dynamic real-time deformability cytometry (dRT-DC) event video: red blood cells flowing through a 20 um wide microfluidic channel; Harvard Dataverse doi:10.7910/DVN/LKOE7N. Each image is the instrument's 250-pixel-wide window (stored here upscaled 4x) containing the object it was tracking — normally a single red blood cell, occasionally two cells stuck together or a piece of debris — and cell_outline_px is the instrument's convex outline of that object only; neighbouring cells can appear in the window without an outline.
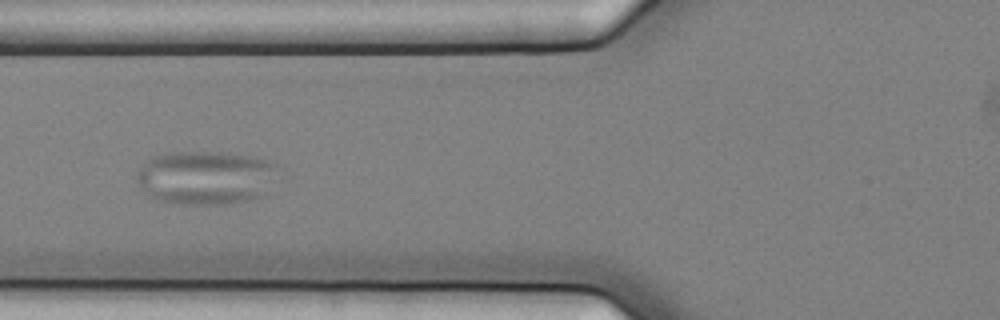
{"species": "common noctule bat (a hibernating species)", "species_latin": "Nyctalus noctula", "temperature_condition": "cold", "stored_images_in_passage": 8, "camera_frame_rate_fps": 3000, "um_per_image_px": 0.085, "animal": {"sex": "female", "body_mass_g": 25.1}, "frame": {"image": 1, "passage_image": 5, "time_ms": 1.333, "image_size_px": [1000, 320], "cell_outline_px": [[276, 164], [260, 196], [248, 200], [224, 204], [180, 204], [156, 200], [148, 196], [140, 184], [136, 176], [136, 172], [140, 164], [152, 156], [164, 152], [220, 152], [248, 156], [264, 160]], "centroid_in_image_um": [17.31, 15.08], "position_along_channel_um": 108.5, "area_um2": 43.47}}
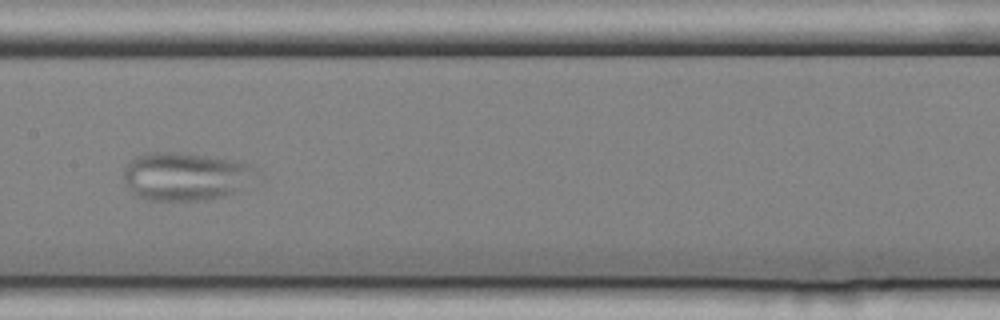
{"frame": {"image": 2, "passage_image": 7, "time_ms": 2.0, "image_size_px": [1000, 320], "cell_outline_px": [[264, 176], [224, 196], [208, 200], [148, 200], [132, 192], [124, 180], [124, 168], [136, 156], [144, 152], [184, 152], [236, 160], [248, 164], [260, 172]], "centroid_in_image_um": [15.83, 14.97], "position_along_channel_um": 191.6, "area_um2": 37.63}}